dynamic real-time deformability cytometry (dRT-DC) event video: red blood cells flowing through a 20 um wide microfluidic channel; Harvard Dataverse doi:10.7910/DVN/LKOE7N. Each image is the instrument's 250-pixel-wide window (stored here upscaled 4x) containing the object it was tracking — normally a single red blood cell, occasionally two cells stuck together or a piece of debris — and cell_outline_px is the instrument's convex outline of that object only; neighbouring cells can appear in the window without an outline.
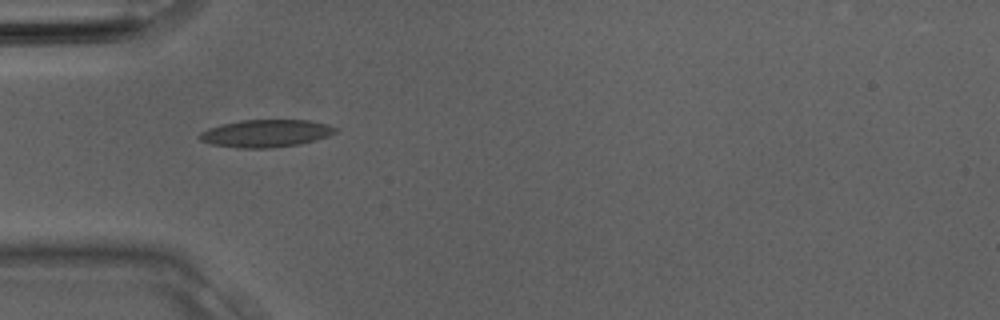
{"species": "Egyptian fruit bat (a non-hibernating species)", "species_latin": "Rousettus aegyptiacus", "temperature_condition": "room temperature", "stored_images_in_passage": 4, "camera_frame_rate_fps": 3000, "um_per_image_px": 0.085, "animal": {"sex": "male"}, "frame": {"image": 1, "passage_image": 3, "time_ms": 0.667, "image_size_px": [1000, 320], "cell_outline_px": [[340, 132], [316, 140], [300, 144], [272, 148], [240, 148], [212, 144], [200, 140], [196, 136], [200, 132], [208, 128], [240, 120], [308, 120], [328, 124], [340, 128]], "centroid_in_image_um": [22.66, 11.33], "position_along_channel_um": 62.3, "area_um2": 22.02}}